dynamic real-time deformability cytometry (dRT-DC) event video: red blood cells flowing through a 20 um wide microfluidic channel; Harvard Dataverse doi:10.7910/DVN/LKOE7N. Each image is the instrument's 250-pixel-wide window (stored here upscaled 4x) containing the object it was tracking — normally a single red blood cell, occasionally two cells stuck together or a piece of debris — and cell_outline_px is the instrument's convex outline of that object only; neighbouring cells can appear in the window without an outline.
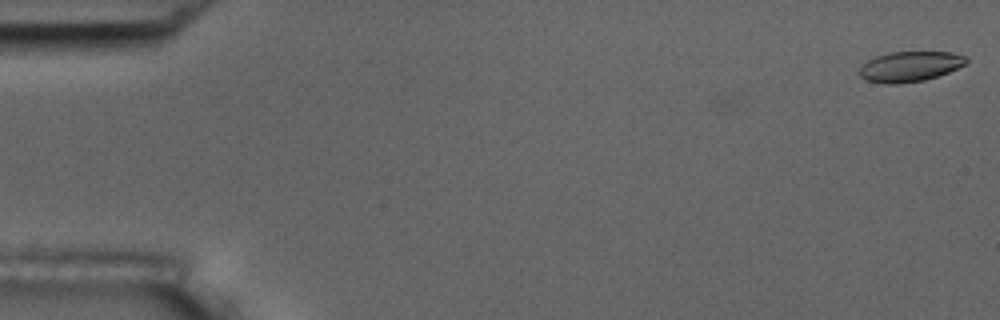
{"species": "common noctule bat (a hibernating species)", "species_latin": "Nyctalus noctula", "temperature_condition": "room temperature", "stored_images_in_passage": 10, "camera_frame_rate_fps": 3000, "um_per_image_px": 0.085, "animal": {"sex": "male", "body_mass_g": 17.5, "forearm_length_mm": 52.3}, "frame": {"image": 1, "passage_image": 1, "time_ms": 0.0, "image_size_px": [1000, 320], "cell_outline_px": [[968, 64], [948, 72], [924, 80], [900, 84], [884, 84], [868, 80], [860, 76], [860, 68], [868, 60], [876, 56], [888, 52], [952, 52], [968, 56]], "centroid_in_image_um": [77.39, 5.64], "position_along_channel_um": 7.6, "area_um2": 18.9}}
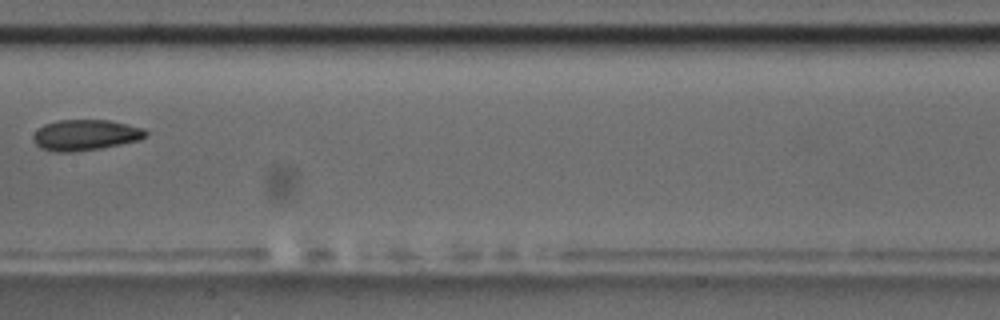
{"frame": {"image": 2, "passage_image": 9, "time_ms": 9.333, "image_size_px": [1000, 320], "cell_outline_px": [[148, 136], [140, 140], [100, 148], [72, 152], [52, 152], [40, 148], [32, 140], [32, 136], [44, 124], [56, 120], [112, 120], [144, 128], [148, 132]], "centroid_in_image_um": [7.27, 11.47], "position_along_channel_um": 200.1, "area_um2": 20.4}}
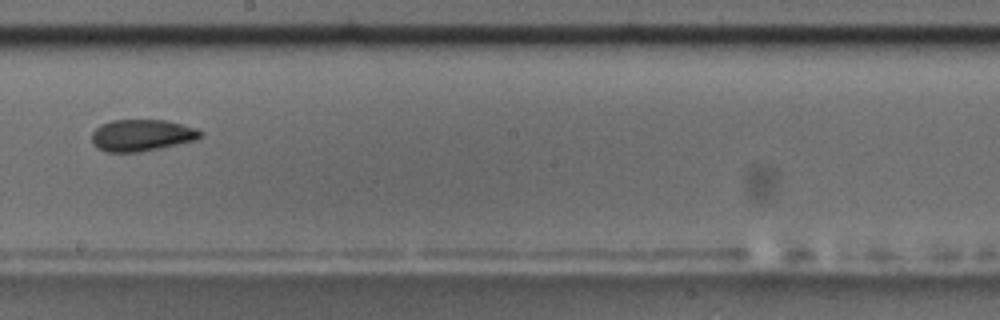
{"frame": {"image": 3, "passage_image": 10, "time_ms": 10.333, "image_size_px": [1000, 320], "cell_outline_px": [[204, 136], [196, 140], [160, 148], [140, 152], [108, 152], [96, 148], [92, 144], [92, 132], [100, 124], [112, 120], [164, 120], [196, 128], [204, 132]], "centroid_in_image_um": [12.04, 11.5], "position_along_channel_um": 236.2, "area_um2": 20.23}}